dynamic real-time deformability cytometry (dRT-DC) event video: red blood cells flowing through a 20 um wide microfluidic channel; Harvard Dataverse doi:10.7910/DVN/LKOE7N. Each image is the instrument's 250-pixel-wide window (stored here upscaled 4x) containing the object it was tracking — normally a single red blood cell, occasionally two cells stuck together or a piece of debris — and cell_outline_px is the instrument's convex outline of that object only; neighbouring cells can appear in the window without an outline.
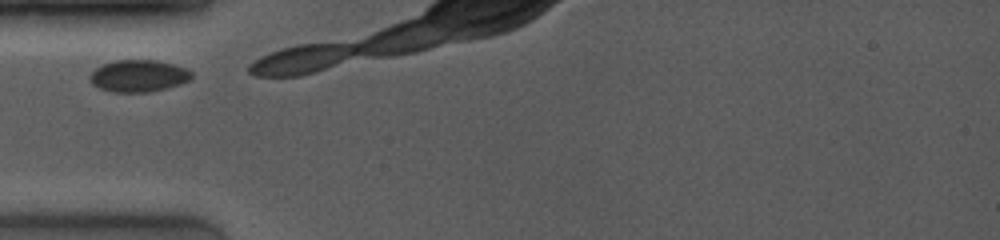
{"species": "common noctule bat (a hibernating species)", "species_latin": "Nyctalus noctula", "temperature_condition": "room temperature", "stored_images_in_passage": 7, "camera_frame_rate_fps": 4000, "um_per_image_px": 0.085, "animal": {"sex": "female", "body_mass_g": 19.0, "forearm_length_mm": 53.3}, "frame": {"image": 1, "passage_image": 1, "time_ms": 0.0, "image_size_px": [1000, 240], "cell_outline_px": [[192, 76], [188, 80], [180, 84], [168, 88], [152, 92], [112, 92], [100, 88], [92, 84], [88, 76], [100, 64], [116, 60], [156, 60], [172, 64], [184, 68], [192, 72]], "centroid_in_image_um": [11.74, 6.45], "position_along_channel_um": 73.3, "area_um2": 19.02}}